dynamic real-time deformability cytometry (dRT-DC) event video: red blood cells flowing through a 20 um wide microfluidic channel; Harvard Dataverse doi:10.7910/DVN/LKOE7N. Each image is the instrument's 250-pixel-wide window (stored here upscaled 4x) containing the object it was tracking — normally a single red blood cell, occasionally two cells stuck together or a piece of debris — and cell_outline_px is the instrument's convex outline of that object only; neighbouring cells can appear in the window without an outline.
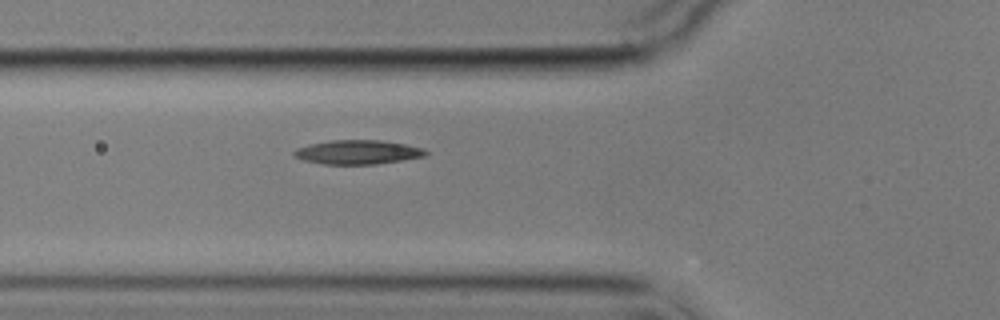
{"species": "common noctule bat (a hibernating species)", "species_latin": "Nyctalus noctula", "temperature_condition": "cold", "stored_images_in_passage": 2, "camera_frame_rate_fps": 3000, "um_per_image_px": 0.085, "animal": {"sex": "male", "body_mass_g": 17.9}, "frame": {"image": 1, "passage_image": 2, "time_ms": 1.0, "image_size_px": [1000, 320], "cell_outline_px": [[428, 156], [376, 164], [324, 164], [304, 160], [296, 156], [292, 152], [296, 148], [312, 144], [332, 140], [380, 140], [404, 144], [424, 148], [428, 152]], "centroid_in_image_um": [30.46, 12.93], "position_along_channel_um": 95.3, "area_um2": 18.38}}